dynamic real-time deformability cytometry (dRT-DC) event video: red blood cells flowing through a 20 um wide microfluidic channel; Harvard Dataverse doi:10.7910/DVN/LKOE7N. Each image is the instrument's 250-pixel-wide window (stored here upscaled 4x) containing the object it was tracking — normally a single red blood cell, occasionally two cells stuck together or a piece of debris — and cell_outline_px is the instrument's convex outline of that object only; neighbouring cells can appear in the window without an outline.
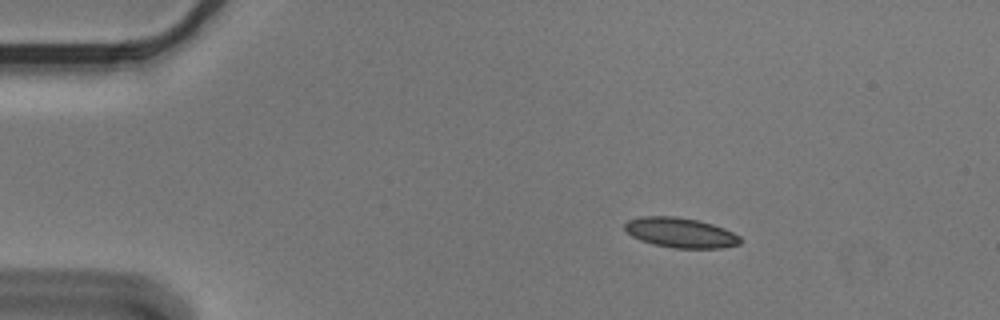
{"species": "Egyptian fruit bat (a non-hibernating species)", "species_latin": "Rousettus aegyptiacus", "temperature_condition": "cold", "stored_images_in_passage": 3, "camera_frame_rate_fps": 3000, "um_per_image_px": 0.085, "animal": {"sex": "male"}, "frame": {"image": 1, "passage_image": 1, "time_ms": 0.0, "image_size_px": [1000, 320], "cell_outline_px": [[740, 244], [720, 248], [676, 248], [652, 244], [640, 240], [632, 236], [624, 228], [624, 224], [628, 220], [640, 216], [676, 216], [696, 220], [712, 224], [724, 228], [740, 236]], "centroid_in_image_um": [57.82, 19.77], "position_along_channel_um": 27.2, "area_um2": 20.11}}